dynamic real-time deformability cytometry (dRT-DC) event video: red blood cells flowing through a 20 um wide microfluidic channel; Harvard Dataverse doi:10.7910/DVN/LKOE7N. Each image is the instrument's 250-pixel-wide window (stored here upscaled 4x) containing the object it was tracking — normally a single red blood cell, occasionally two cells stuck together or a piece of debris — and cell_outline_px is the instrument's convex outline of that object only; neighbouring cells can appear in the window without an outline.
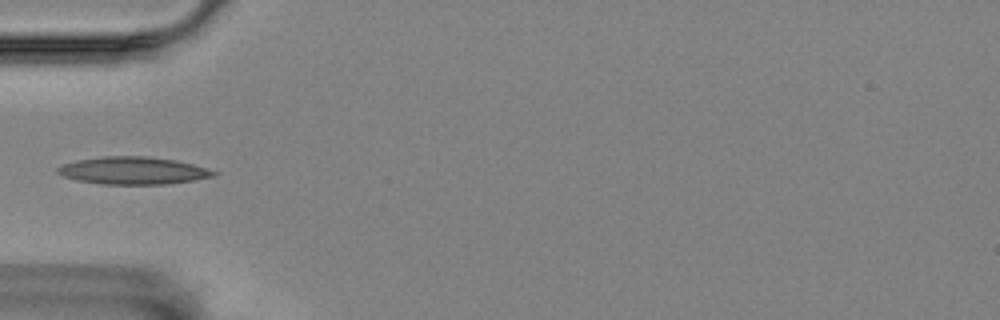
{"species": "Egyptian fruit bat (a non-hibernating species)", "species_latin": "Rousettus aegyptiacus", "temperature_condition": "room temperature", "stored_images_in_passage": 1, "camera_frame_rate_fps": 3000, "um_per_image_px": 0.085, "animal": {"sex": "female"}, "frame": {"image": 1, "passage_image": 1, "time_ms": 0.0, "image_size_px": [1000, 320], "cell_outline_px": [[216, 176], [168, 184], [100, 184], [76, 180], [64, 176], [56, 172], [56, 168], [64, 164], [76, 160], [104, 156], [144, 156], [176, 160], [192, 164], [216, 172]], "centroid_in_image_um": [11.27, 14.5], "position_along_channel_um": 73.7, "area_um2": 24.8}}